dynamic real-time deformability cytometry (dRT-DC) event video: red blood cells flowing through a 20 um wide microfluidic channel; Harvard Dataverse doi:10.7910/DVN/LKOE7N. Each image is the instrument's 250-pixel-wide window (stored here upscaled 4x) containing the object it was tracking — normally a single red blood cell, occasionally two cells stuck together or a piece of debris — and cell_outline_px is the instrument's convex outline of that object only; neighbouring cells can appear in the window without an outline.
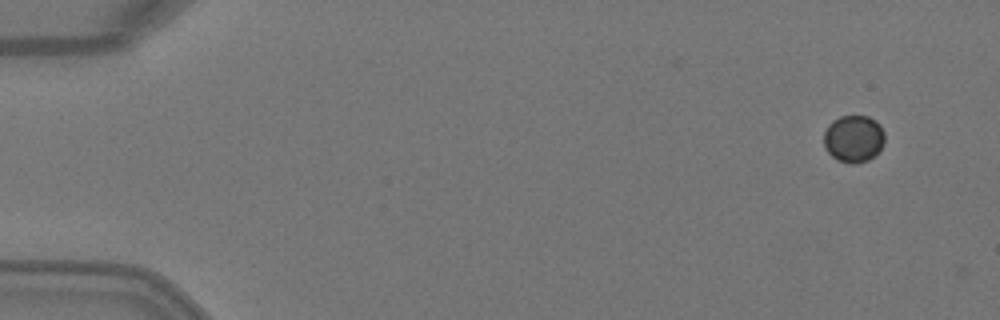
{"species": "Egyptian fruit bat (a non-hibernating species)", "species_latin": "Rousettus aegyptiacus", "temperature_condition": "warm", "stored_images_in_passage": 6, "camera_frame_rate_fps": 3000, "um_per_image_px": 0.085, "animal": {"sex": "female"}, "frame": {"image": 1, "passage_image": 1, "time_ms": 0.0, "image_size_px": [1000, 320], "cell_outline_px": [[884, 144], [868, 160], [852, 164], [848, 164], [836, 160], [828, 152], [824, 144], [824, 132], [828, 124], [832, 120], [840, 116], [868, 116], [876, 120], [880, 124], [884, 132]], "centroid_in_image_um": [72.54, 11.78], "position_along_channel_um": 12.5, "area_um2": 16.82}}
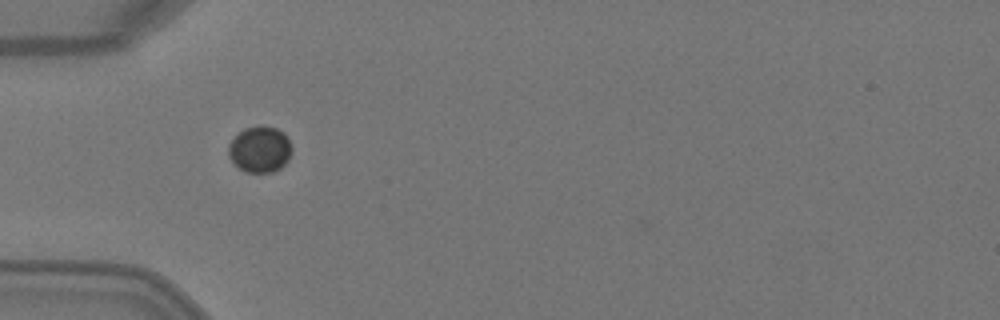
{"frame": {"image": 2, "passage_image": 4, "time_ms": 1.0, "image_size_px": [1000, 320], "cell_outline_px": [[292, 152], [288, 160], [280, 168], [272, 172], [244, 172], [228, 156], [228, 144], [244, 128], [264, 124], [276, 128], [284, 132], [288, 136], [292, 144]], "centroid_in_image_um": [22.13, 12.67], "position_along_channel_um": 62.9, "area_um2": 17.28}}
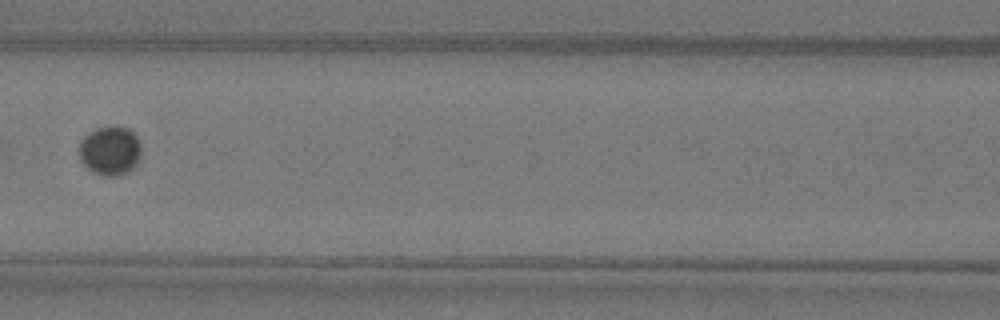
{"frame": {"image": 3, "passage_image": 6, "time_ms": 1.667, "image_size_px": [1000, 320], "cell_outline_px": [[140, 156], [136, 164], [128, 172], [116, 176], [104, 176], [92, 172], [80, 160], [80, 140], [88, 132], [96, 128], [112, 124], [116, 124], [128, 128], [136, 136], [140, 144]], "centroid_in_image_um": [9.35, 12.78], "position_along_channel_um": 157.3, "area_um2": 18.03}}